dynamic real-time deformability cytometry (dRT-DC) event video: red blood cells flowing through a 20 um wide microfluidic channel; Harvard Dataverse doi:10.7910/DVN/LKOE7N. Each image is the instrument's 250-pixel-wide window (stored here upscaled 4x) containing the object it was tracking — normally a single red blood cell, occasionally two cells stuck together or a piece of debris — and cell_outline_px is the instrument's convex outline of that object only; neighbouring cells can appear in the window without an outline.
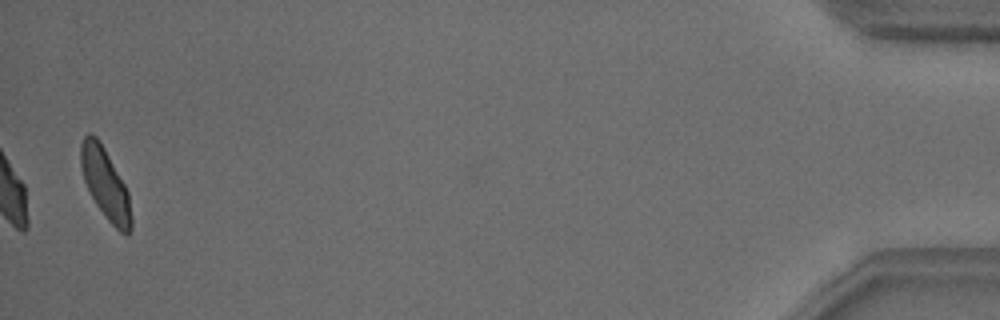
{"species": "common noctule bat (a hibernating species)", "species_latin": "Nyctalus noctula", "temperature_condition": "warm", "stored_images_in_passage": 38, "camera_frame_rate_fps": 3000, "um_per_image_px": 0.085, "animal": {"sex": "male", "body_mass_g": 18.8}, "frame": {"image": 1, "passage_image": 38, "time_ms": 12.333, "image_size_px": [1000, 320], "cell_outline_px": [[132, 228], [128, 236], [120, 232], [104, 216], [96, 204], [84, 180], [80, 164], [80, 144], [84, 136], [88, 132], [92, 132], [96, 136], [104, 148], [124, 184], [128, 192], [132, 220]], "centroid_in_image_um": [8.95, 15.62], "position_along_channel_um": 426.3, "area_um2": 20.69}, "authors_computed_cell_mechanics": {"area_um2": 21.2126, "velocity_mm_per_s": 3.7826, "shape_relaxation_time_tau1_ms": 3.0795, "shape_relaxation_time_tau2_ms": null, "deformation_change_tau1": 0.1037, "deformation_change_tau2": null}}